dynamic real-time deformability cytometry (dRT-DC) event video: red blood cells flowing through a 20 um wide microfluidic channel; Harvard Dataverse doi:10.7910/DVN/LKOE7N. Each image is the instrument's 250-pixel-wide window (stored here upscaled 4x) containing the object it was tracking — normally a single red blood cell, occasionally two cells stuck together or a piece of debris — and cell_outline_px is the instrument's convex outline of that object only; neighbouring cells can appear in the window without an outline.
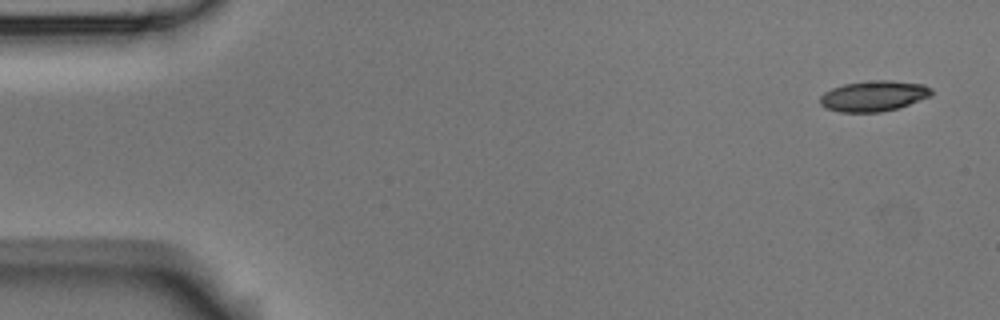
{"species": "Egyptian fruit bat (a non-hibernating species)", "species_latin": "Rousettus aegyptiacus", "temperature_condition": "room temperature", "stored_images_in_passage": 5, "camera_frame_rate_fps": 3000, "um_per_image_px": 0.085, "animal": {"sex": "male"}, "frame": {"image": 1, "passage_image": 1, "time_ms": 0.0, "image_size_px": [1000, 320], "cell_outline_px": [[932, 96], [896, 108], [880, 112], [840, 112], [828, 108], [820, 104], [820, 96], [824, 92], [832, 88], [844, 84], [876, 80], [892, 80], [924, 84], [932, 88]], "centroid_in_image_um": [74.28, 8.15], "position_along_channel_um": 10.7, "area_um2": 19.77}}
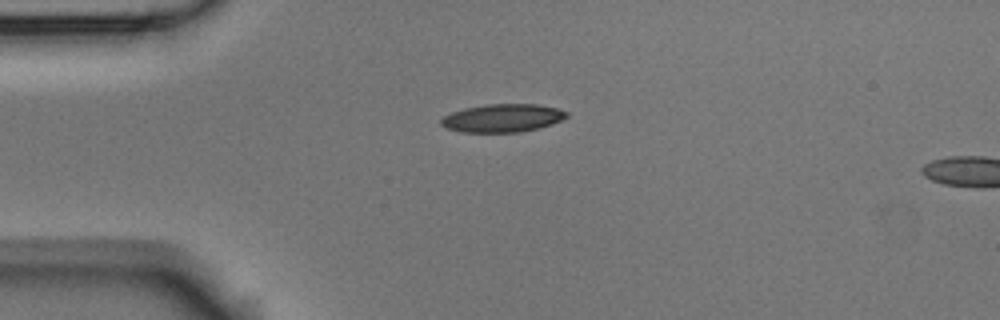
{"frame": {"image": 2, "passage_image": 4, "time_ms": 3.667, "image_size_px": [1000, 320], "cell_outline_px": [[568, 116], [552, 124], [540, 128], [520, 132], [460, 132], [448, 128], [440, 124], [440, 120], [444, 116], [452, 112], [464, 108], [488, 104], [536, 104], [556, 108], [568, 112]], "centroid_in_image_um": [42.71, 10.04], "position_along_channel_um": 42.3, "area_um2": 20.52}}